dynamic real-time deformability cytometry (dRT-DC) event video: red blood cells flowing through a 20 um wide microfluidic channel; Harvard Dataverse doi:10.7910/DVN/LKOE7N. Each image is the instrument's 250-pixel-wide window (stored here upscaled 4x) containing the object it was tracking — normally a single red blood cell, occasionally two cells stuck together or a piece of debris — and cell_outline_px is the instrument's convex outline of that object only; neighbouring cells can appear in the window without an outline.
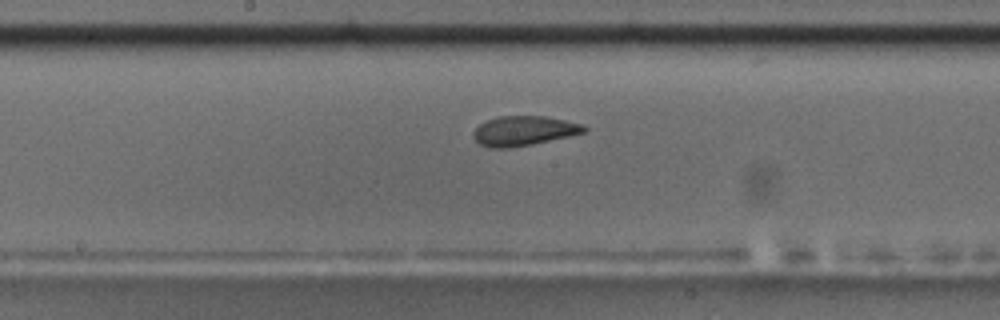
{"species": "common noctule bat (a hibernating species)", "species_latin": "Nyctalus noctula", "temperature_condition": "room temperature", "stored_images_in_passage": 46, "camera_frame_rate_fps": 3000, "um_per_image_px": 0.085, "animal": {"sex": "male", "body_mass_g": 17.5, "forearm_length_mm": 52.3}, "frame": {"image": 1, "passage_image": 20, "time_ms": 6.333, "image_size_px": [1000, 320], "cell_outline_px": [[588, 132], [532, 144], [508, 148], [492, 148], [480, 144], [472, 136], [472, 132], [480, 124], [488, 120], [500, 116], [544, 116], [584, 124], [588, 128]], "centroid_in_image_um": [44.55, 11.12], "position_along_channel_um": 203.6, "area_um2": 19.13}, "authors_computed_cell_mechanics": {"area_um2": 19.7676, "velocity_mm_per_s": 3.6728, "shape_relaxation_time_tau1_ms": 10.2, "shape_relaxation_time_tau2_ms": 1.6193, "deformation_change_tau1": 0.2216, "deformation_change_tau2": 0.0719}}